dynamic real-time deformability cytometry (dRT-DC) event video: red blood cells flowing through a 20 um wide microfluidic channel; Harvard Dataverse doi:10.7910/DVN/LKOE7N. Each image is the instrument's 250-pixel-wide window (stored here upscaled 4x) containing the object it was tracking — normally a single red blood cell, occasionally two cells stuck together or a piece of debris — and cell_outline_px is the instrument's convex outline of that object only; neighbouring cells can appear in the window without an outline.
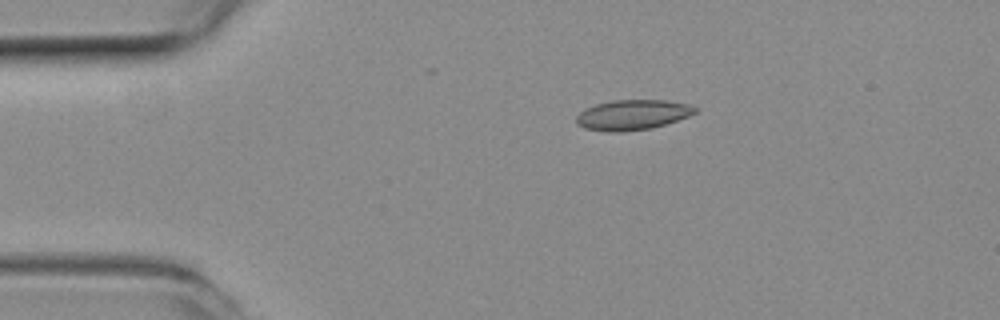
{"species": "common noctule bat (a hibernating species)", "species_latin": "Nyctalus noctula", "temperature_condition": "room temperature", "stored_images_in_passage": 43, "camera_frame_rate_fps": 3000, "um_per_image_px": 0.085, "animal": {"sex": "female", "body_mass_g": 19.3, "forearm_length_mm": 54.1}, "frame": {"image": 1, "passage_image": 1, "time_ms": 0.0, "image_size_px": [1000, 320], "cell_outline_px": [[696, 112], [688, 116], [652, 128], [620, 132], [608, 132], [584, 128], [576, 124], [576, 116], [580, 112], [596, 104], [612, 100], [664, 100], [688, 104], [696, 108]], "centroid_in_image_um": [53.73, 9.76], "position_along_channel_um": 31.3, "area_um2": 20.69}}
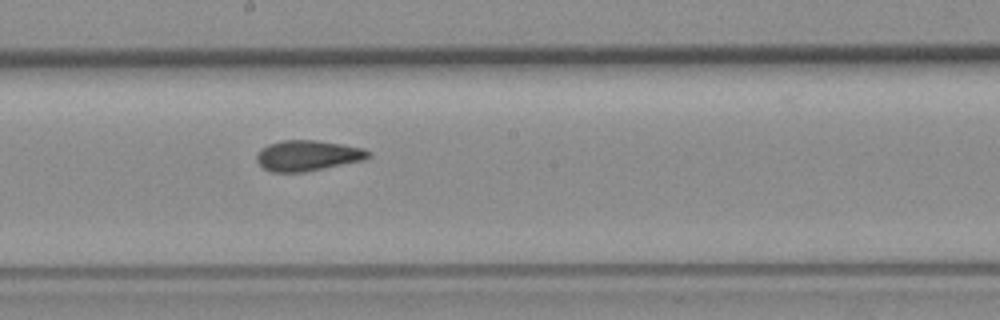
{"frame": {"image": 2, "passage_image": 19, "time_ms": 6.0, "image_size_px": [1000, 320], "cell_outline_px": [[372, 156], [364, 160], [304, 172], [272, 172], [264, 168], [256, 160], [256, 156], [260, 148], [268, 144], [284, 140], [316, 140], [364, 148]], "centroid_in_image_um": [26.13, 13.22], "position_along_channel_um": 222.1, "area_um2": 19.83}}
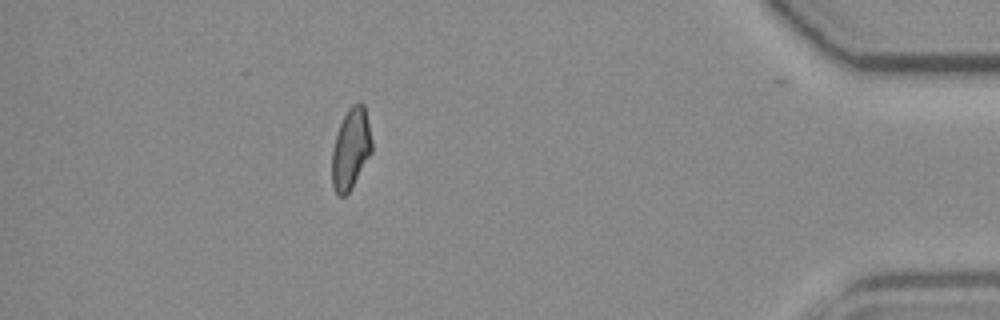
{"frame": {"image": 3, "passage_image": 37, "time_ms": 12.0, "image_size_px": [1000, 320], "cell_outline_px": [[372, 152], [348, 192], [344, 196], [340, 196], [336, 192], [332, 184], [332, 152], [336, 132], [348, 108], [352, 104], [360, 100], [364, 104], [372, 140]], "centroid_in_image_um": [29.82, 12.59], "position_along_channel_um": 405.4, "area_um2": 18.67}, "authors_computed_cell_mechanics": {"area_um2": 19.652, "velocity_mm_per_s": 3.9545, "shape_relaxation_time_tau1_ms": null, "shape_relaxation_time_tau2_ms": 2.4812, "deformation_change_tau1": null, "deformation_change_tau2": 0.0743}}